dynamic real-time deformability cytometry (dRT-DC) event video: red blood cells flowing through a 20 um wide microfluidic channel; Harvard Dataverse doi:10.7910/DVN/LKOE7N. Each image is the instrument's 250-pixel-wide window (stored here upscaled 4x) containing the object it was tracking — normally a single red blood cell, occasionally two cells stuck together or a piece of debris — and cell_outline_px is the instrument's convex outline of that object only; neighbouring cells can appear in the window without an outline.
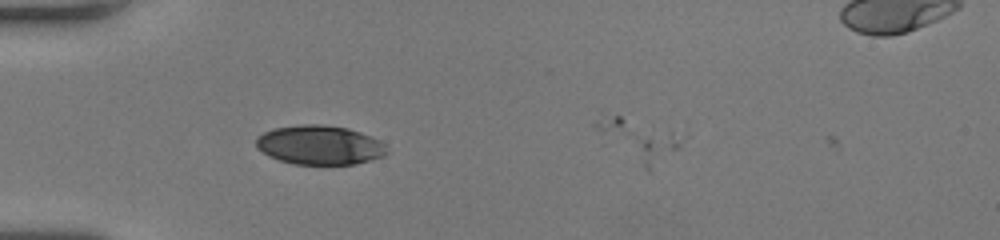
{"species": "human", "species_latin": "Homo sapiens", "temperature_condition": "room temperature", "stored_images_in_passage": 32, "camera_frame_rate_fps": 3000, "um_per_image_px": 0.085, "donor": {"sex": "female"}, "frame": {"image": 1, "passage_image": 1, "time_ms": 0.0, "image_size_px": [1000, 240], "cell_outline_px": [[388, 152], [384, 156], [372, 160], [356, 164], [292, 164], [268, 156], [256, 148], [256, 136], [272, 128], [300, 124], [320, 124], [348, 128], [360, 132], [380, 140], [384, 144]], "centroid_in_image_um": [27.15, 12.32], "position_along_channel_um": 57.8, "area_um2": 30.17}}
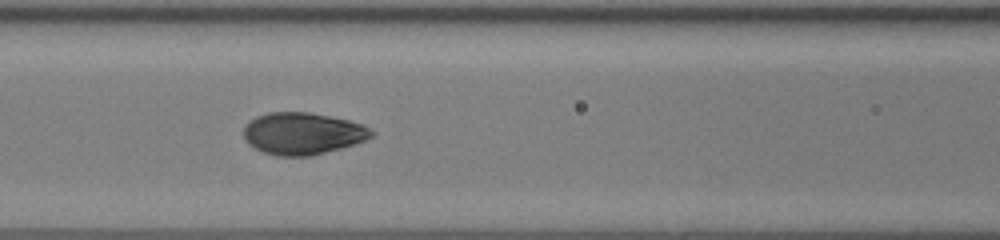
{"frame": {"image": 2, "passage_image": 8, "time_ms": 2.333, "image_size_px": [1000, 240], "cell_outline_px": [[376, 132], [372, 136], [364, 140], [340, 148], [312, 156], [276, 156], [264, 152], [248, 144], [244, 136], [244, 124], [256, 116], [268, 112], [308, 112], [348, 120], [364, 124]], "centroid_in_image_um": [25.71, 11.34], "position_along_channel_um": 140.9, "area_um2": 31.27}}
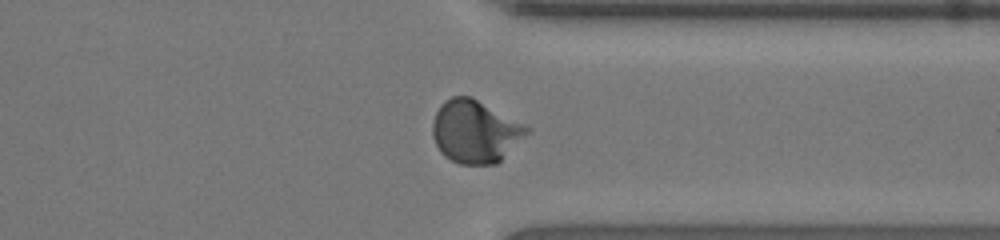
{"frame": {"image": 3, "passage_image": 25, "time_ms": 8.0, "image_size_px": [1000, 240], "cell_outline_px": [[532, 132], [496, 164], [460, 164], [444, 156], [440, 152], [432, 136], [432, 124], [436, 112], [440, 104], [444, 100], [452, 96], [472, 96], [532, 128]], "centroid_in_image_um": [40.41, 11.17], "position_along_channel_um": 371.0, "area_um2": 34.85}}